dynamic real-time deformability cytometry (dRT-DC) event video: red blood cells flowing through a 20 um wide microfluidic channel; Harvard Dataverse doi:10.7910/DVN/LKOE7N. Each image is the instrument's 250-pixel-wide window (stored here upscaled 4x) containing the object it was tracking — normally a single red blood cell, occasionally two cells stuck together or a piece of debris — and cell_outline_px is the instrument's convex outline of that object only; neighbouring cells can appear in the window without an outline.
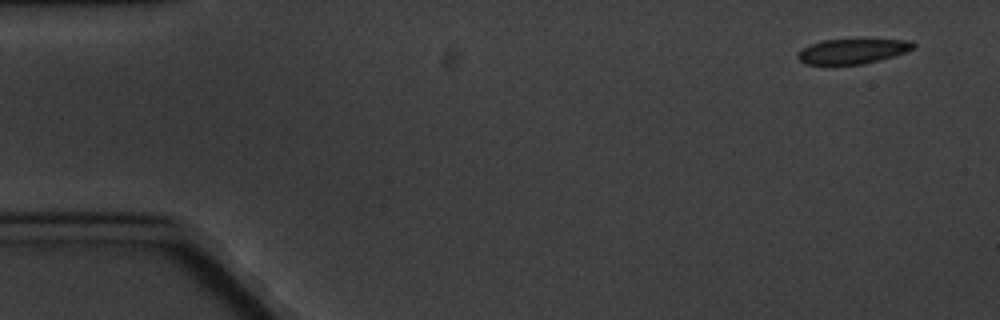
{"species": "common noctule bat (a hibernating species)", "species_latin": "Nyctalus noctula", "temperature_condition": "cold", "stored_images_in_passage": 4, "camera_frame_rate_fps": 3000, "um_per_image_px": 0.085, "animal": {"sex": "male", "body_mass_g": 20.1, "forearm_length_mm": 53.5}, "frame": {"image": 1, "passage_image": 1, "time_ms": 0.0, "image_size_px": [1000, 320], "cell_outline_px": [[916, 48], [880, 60], [860, 64], [832, 68], [804, 64], [796, 56], [804, 48], [812, 44], [824, 40], [912, 40], [916, 44]], "centroid_in_image_um": [72.41, 4.41], "position_along_channel_um": 12.6, "area_um2": 17.22}}
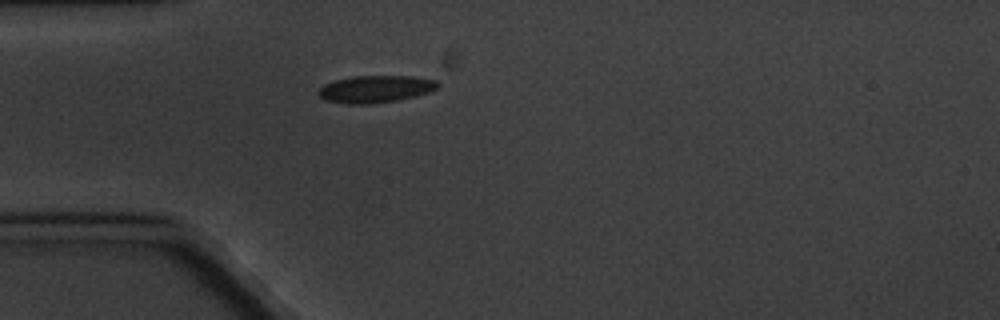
{"frame": {"image": 2, "passage_image": 4, "time_ms": 4.333, "image_size_px": [1000, 320], "cell_outline_px": [[440, 84], [436, 88], [428, 92], [416, 96], [396, 100], [368, 104], [348, 104], [324, 100], [316, 92], [324, 84], [336, 80], [352, 76], [408, 76], [436, 80]], "centroid_in_image_um": [31.88, 7.57], "position_along_channel_um": 53.1, "area_um2": 18.79}}